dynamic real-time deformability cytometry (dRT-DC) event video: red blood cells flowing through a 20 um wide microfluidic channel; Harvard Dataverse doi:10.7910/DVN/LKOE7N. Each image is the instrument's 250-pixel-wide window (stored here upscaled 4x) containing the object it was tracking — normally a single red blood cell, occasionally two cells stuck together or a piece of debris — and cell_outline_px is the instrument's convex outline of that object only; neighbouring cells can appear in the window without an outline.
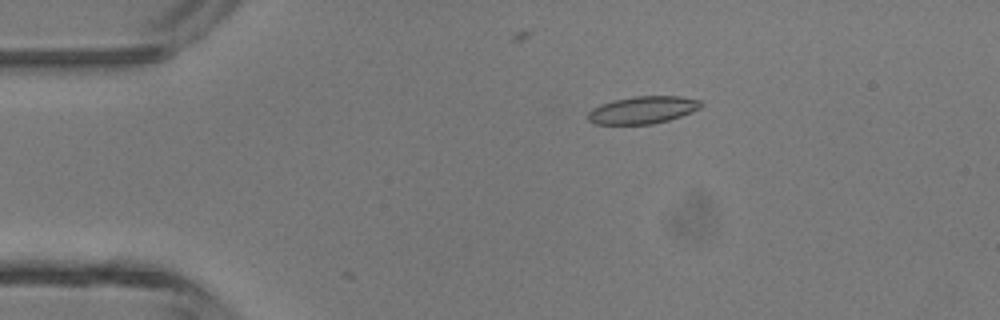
{"species": "common noctule bat (a hibernating species)", "species_latin": "Nyctalus noctula", "temperature_condition": "room temperature", "stored_images_in_passage": 9, "camera_frame_rate_fps": 3000, "um_per_image_px": 0.085, "animal": {"sex": "male", "body_mass_g": 13.3}, "frame": {"image": 1, "passage_image": 9, "time_ms": 2.667, "image_size_px": [1000, 320], "cell_outline_px": [[704, 104], [700, 108], [692, 112], [668, 120], [652, 124], [596, 124], [588, 120], [588, 112], [592, 108], [600, 104], [612, 100], [636, 96], [680, 96], [700, 100]], "centroid_in_image_um": [54.63, 9.34], "position_along_channel_um": 30.4, "area_um2": 18.09}}